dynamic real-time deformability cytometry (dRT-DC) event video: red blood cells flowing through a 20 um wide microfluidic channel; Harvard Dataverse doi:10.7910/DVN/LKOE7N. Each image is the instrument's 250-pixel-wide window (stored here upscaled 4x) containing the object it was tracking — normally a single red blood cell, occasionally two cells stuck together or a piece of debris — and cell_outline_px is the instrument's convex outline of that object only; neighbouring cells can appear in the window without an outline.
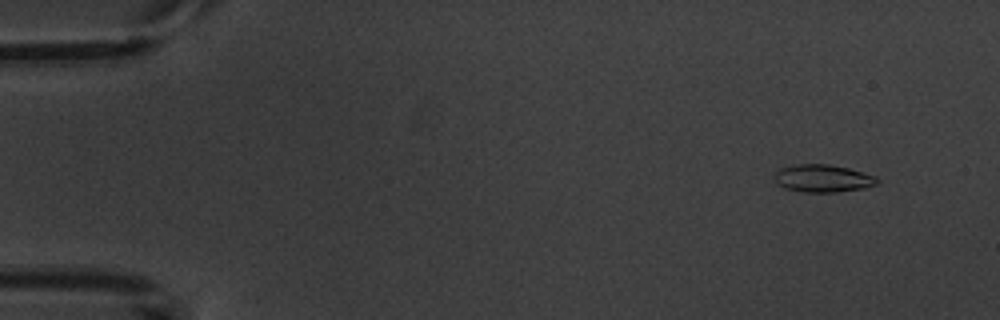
{"species": "common noctule bat (a hibernating species)", "species_latin": "Nyctalus noctula", "temperature_condition": "warm", "stored_images_in_passage": 5, "camera_frame_rate_fps": 3000, "um_per_image_px": 0.085, "animal": {"sex": "male", "body_mass_g": 20.1, "forearm_length_mm": 53.5}, "frame": {"image": 1, "passage_image": 1, "time_ms": 0.0, "image_size_px": [1000, 320], "cell_outline_px": [[880, 180], [876, 184], [864, 188], [836, 192], [804, 192], [784, 188], [776, 184], [772, 176], [780, 168], [796, 164], [828, 164], [848, 168], [876, 176]], "centroid_in_image_um": [69.9, 15.16], "position_along_channel_um": 15.1, "area_um2": 16.65}}